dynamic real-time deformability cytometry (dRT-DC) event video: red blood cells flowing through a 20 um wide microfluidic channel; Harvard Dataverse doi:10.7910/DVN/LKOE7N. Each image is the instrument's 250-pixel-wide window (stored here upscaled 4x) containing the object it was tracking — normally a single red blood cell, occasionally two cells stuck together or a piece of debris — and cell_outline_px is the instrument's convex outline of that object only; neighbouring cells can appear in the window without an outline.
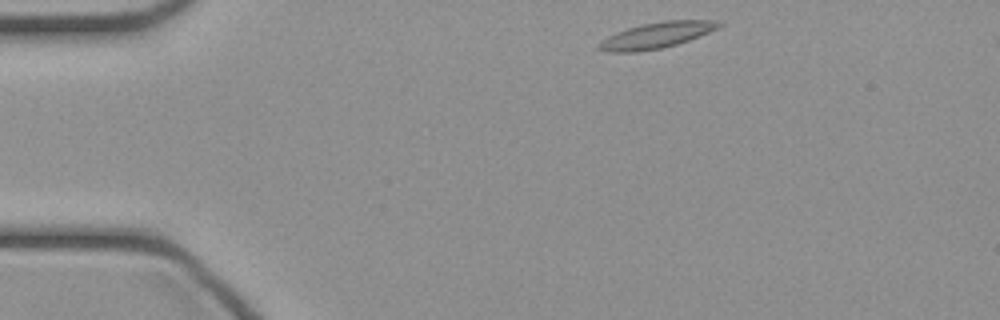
{"species": "common noctule bat (a hibernating species)", "species_latin": "Nyctalus noctula", "temperature_condition": "cold", "stored_images_in_passage": 41, "segment_of_instrument_passage": [1, 2], "camera_frame_rate_fps": 3000, "um_per_image_px": 0.085, "animal": {"sex": "female", "body_mass_g": 21.9}, "frame": {"image": 1, "passage_image": 1, "time_ms": 0.0, "image_size_px": [1000, 320], "cell_outline_px": [[724, 24], [708, 32], [688, 40], [676, 44], [660, 48], [636, 52], [608, 52], [596, 48], [596, 44], [608, 36], [616, 32], [640, 24], [664, 20], [712, 20]], "centroid_in_image_um": [55.73, 3.0], "position_along_channel_um": 29.3, "area_um2": 17.98}}
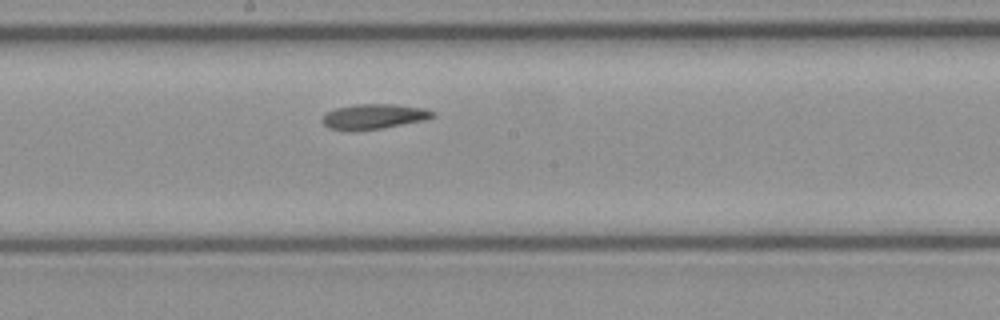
{"frame": {"image": 2, "passage_image": 18, "time_ms": 5.667, "image_size_px": [1000, 320], "cell_outline_px": [[436, 116], [424, 120], [380, 128], [328, 128], [320, 120], [324, 112], [336, 108], [352, 104], [392, 104], [424, 108], [436, 112]], "centroid_in_image_um": [31.79, 9.85], "position_along_channel_um": 216.4, "area_um2": 15.66}}
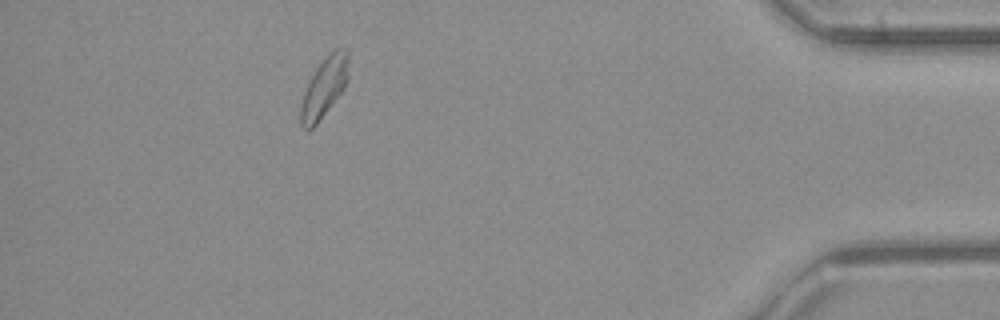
{"frame": {"image": 3, "passage_image": 35, "time_ms": 11.333, "image_size_px": [1000, 320], "cell_outline_px": [[348, 80], [344, 88], [316, 124], [308, 132], [300, 124], [300, 104], [304, 92], [316, 68], [336, 48], [348, 48]], "centroid_in_image_um": [27.56, 7.45], "position_along_channel_um": 407.6, "area_um2": 16.36}}